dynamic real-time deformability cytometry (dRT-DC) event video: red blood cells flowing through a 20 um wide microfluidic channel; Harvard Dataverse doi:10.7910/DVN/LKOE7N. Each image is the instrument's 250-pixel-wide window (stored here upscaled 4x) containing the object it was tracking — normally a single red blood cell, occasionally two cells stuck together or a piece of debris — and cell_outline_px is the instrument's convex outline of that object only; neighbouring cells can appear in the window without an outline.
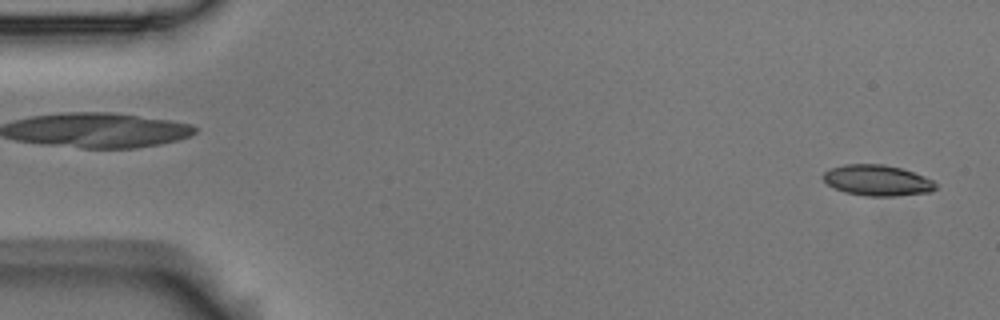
{"species": "Egyptian fruit bat (a non-hibernating species)", "species_latin": "Rousettus aegyptiacus", "temperature_condition": "room temperature", "stored_images_in_passage": 5, "segment_of_instrument_passage": [2, 2], "camera_frame_rate_fps": 3000, "um_per_image_px": 0.085, "animal": {"sex": "male"}, "frame": {"image": 1, "passage_image": 5, "time_ms": 1.333, "image_size_px": [1000, 320], "cell_outline_px": [[936, 188], [932, 192], [896, 196], [868, 196], [844, 192], [828, 184], [820, 176], [824, 172], [832, 168], [844, 164], [884, 164], [900, 168], [924, 176], [932, 180], [936, 184]], "centroid_in_image_um": [74.57, 15.33], "position_along_channel_um": 10.4, "area_um2": 20.17}}